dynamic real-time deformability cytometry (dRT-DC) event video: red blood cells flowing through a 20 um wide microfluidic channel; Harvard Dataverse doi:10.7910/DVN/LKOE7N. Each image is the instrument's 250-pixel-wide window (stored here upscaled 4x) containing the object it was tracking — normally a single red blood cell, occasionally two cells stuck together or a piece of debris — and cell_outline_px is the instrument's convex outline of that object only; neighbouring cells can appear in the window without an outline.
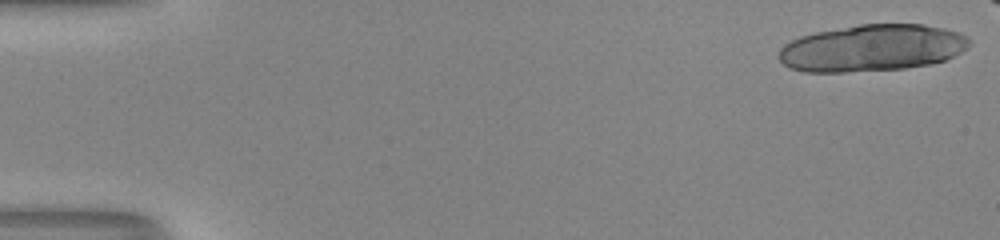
{"species": "human", "species_latin": "Homo sapiens", "temperature_condition": "room temperature", "stored_images_in_passage": 18, "camera_frame_rate_fps": 3000, "um_per_image_px": 0.085, "donor": {"sex": "male"}, "frame": {"image": 1, "passage_image": 1, "time_ms": 0.0, "image_size_px": [1000, 240], "cell_outline_px": [[972, 44], [968, 48], [944, 60], [928, 64], [904, 68], [844, 72], [804, 72], [788, 68], [776, 56], [780, 48], [784, 44], [800, 36], [816, 32], [860, 24], [924, 24], [944, 28], [960, 32], [968, 36], [972, 40]], "centroid_in_image_um": [74.12, 4.07], "position_along_channel_um": 10.9, "area_um2": 52.25}}